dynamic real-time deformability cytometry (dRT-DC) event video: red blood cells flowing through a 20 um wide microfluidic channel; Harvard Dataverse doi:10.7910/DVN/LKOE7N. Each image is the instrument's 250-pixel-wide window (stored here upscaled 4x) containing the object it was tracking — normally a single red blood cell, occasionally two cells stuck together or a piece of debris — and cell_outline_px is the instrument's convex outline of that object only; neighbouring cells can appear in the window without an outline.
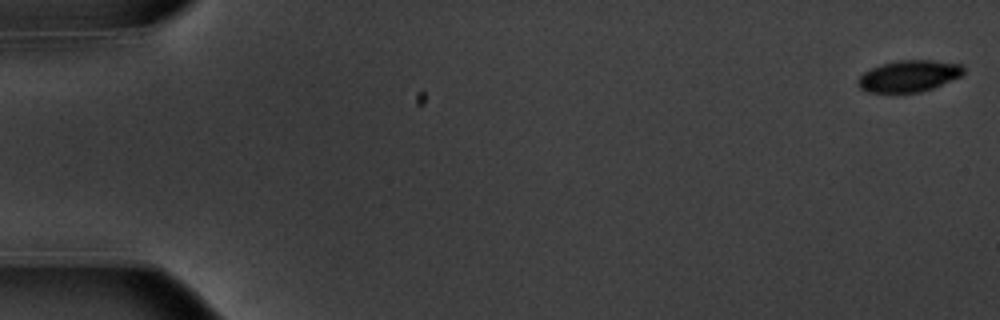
{"species": "common noctule bat (a hibernating species)", "species_latin": "Nyctalus noctula", "temperature_condition": "warm", "stored_images_in_passage": 4, "camera_frame_rate_fps": 3000, "um_per_image_px": 0.085, "animal": {"sex": "male", "body_mass_g": 20.1, "forearm_length_mm": 53.5}, "frame": {"image": 1, "passage_image": 1, "time_ms": 0.0, "image_size_px": [1000, 320], "cell_outline_px": [[964, 72], [960, 76], [932, 88], [920, 92], [868, 92], [860, 88], [856, 84], [860, 76], [864, 72], [880, 64], [900, 60], [932, 60], [964, 64]], "centroid_in_image_um": [77.26, 6.45], "position_along_channel_um": 7.7, "area_um2": 19.31}}